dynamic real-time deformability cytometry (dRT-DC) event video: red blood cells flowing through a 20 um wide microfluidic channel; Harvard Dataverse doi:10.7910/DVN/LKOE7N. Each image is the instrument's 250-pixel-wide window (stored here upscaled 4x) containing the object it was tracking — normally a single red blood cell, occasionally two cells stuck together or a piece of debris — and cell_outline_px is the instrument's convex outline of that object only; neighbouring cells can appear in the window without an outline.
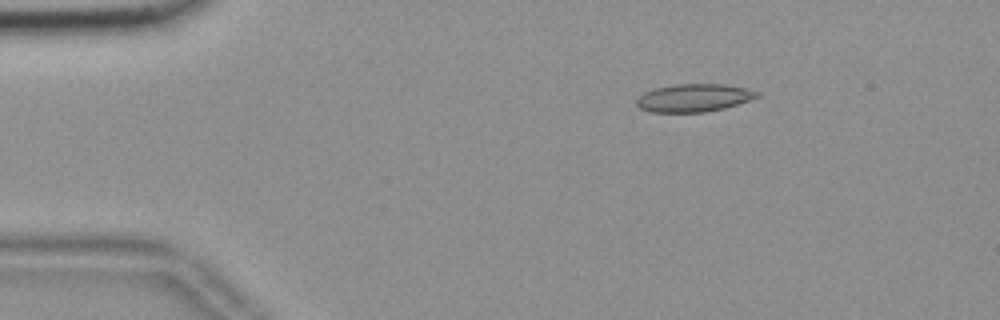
{"species": "common noctule bat (a hibernating species)", "species_latin": "Nyctalus noctula", "temperature_condition": "room temperature", "stored_images_in_passage": 8, "camera_frame_rate_fps": 3000, "um_per_image_px": 0.085, "animal": {"sex": "female", "body_mass_g": 18.4}, "frame": {"image": 1, "passage_image": 1, "time_ms": 0.0, "image_size_px": [1000, 320], "cell_outline_px": [[760, 96], [724, 108], [704, 112], [652, 112], [640, 108], [636, 104], [636, 100], [644, 92], [656, 88], [676, 84], [724, 84], [748, 88], [760, 92]], "centroid_in_image_um": [58.99, 8.31], "position_along_channel_um": 26.0, "area_um2": 19.48}}